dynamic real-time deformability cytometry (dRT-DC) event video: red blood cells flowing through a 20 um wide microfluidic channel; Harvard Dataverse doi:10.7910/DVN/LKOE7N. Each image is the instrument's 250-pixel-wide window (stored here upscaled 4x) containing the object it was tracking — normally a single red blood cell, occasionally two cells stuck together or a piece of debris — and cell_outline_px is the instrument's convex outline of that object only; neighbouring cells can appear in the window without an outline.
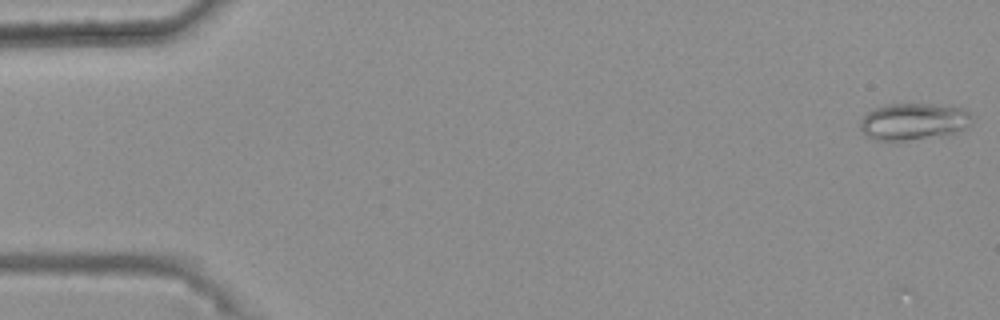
{"species": "common noctule bat (a hibernating species)", "species_latin": "Nyctalus noctula", "temperature_condition": "warm", "stored_images_in_passage": 49, "camera_frame_rate_fps": 3000, "um_per_image_px": 0.085, "animal": {"sex": "female", "body_mass_g": 25.1}, "frame": {"image": 1, "passage_image": 1, "time_ms": 0.0, "image_size_px": [1000, 320], "cell_outline_px": [[972, 124], [968, 128], [948, 136], [896, 144], [892, 144], [872, 140], [860, 128], [860, 120], [868, 112], [884, 104], [936, 104], [964, 108], [972, 116]], "centroid_in_image_um": [77.68, 10.4], "position_along_channel_um": 7.3, "area_um2": 25.43}}
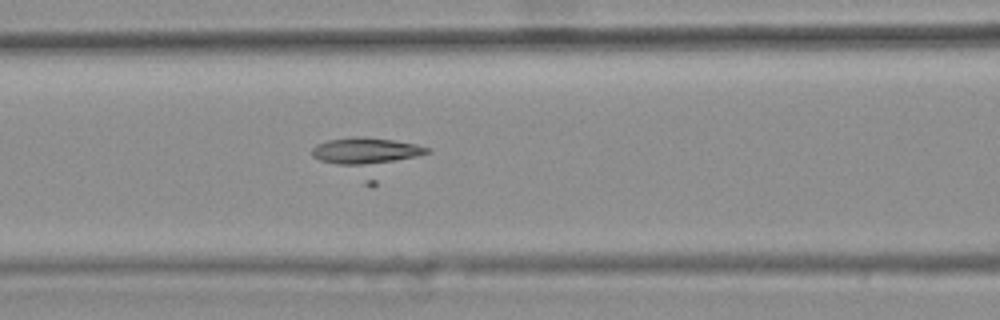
{"frame": {"image": 2, "passage_image": 23, "time_ms": 7.333, "image_size_px": [1000, 320], "cell_outline_px": [[432, 152], [372, 188], [364, 184], [312, 156], [312, 148], [316, 144], [328, 140], [356, 136], [392, 140], [416, 144], [432, 148]], "centroid_in_image_um": [31.37, 13.37], "position_along_channel_um": 135.2, "area_um2": 26.47}}
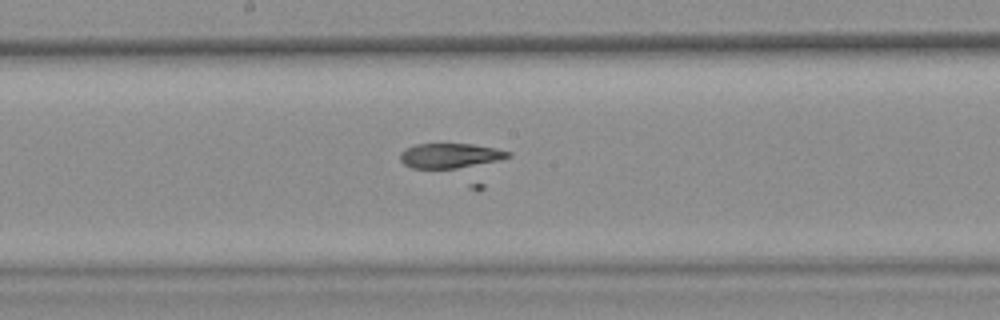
{"frame": {"image": 3, "passage_image": 29, "time_ms": 9.333, "image_size_px": [1000, 320], "cell_outline_px": [[512, 156], [500, 160], [456, 168], [412, 168], [404, 164], [400, 160], [400, 152], [404, 148], [416, 144], [472, 144], [496, 148], [512, 152]], "centroid_in_image_um": [38.25, 13.22], "position_along_channel_um": 209.9, "area_um2": 15.61}}